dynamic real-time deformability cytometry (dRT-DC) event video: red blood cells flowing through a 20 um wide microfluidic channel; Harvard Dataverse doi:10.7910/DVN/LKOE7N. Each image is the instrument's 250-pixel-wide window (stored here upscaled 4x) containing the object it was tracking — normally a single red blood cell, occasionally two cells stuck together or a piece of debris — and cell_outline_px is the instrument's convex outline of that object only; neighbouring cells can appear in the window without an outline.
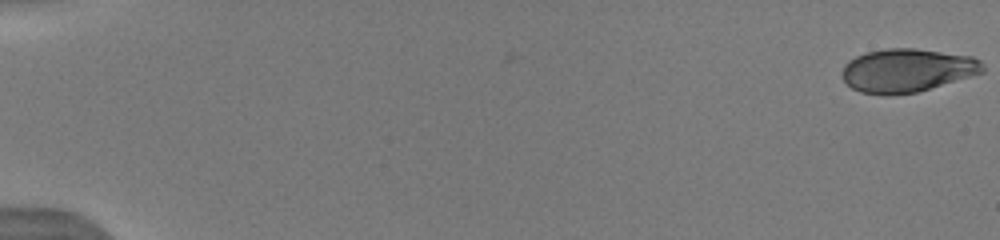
{"species": "human", "species_latin": "Homo sapiens", "temperature_condition": "warm", "stored_images_in_passage": 14, "camera_frame_rate_fps": 3000, "um_per_image_px": 0.085, "donor": {"sex": "male"}, "frame": {"image": 1, "passage_image": 1, "time_ms": 0.0, "image_size_px": [1000, 240], "cell_outline_px": [[984, 72], [916, 92], [888, 96], [860, 92], [852, 88], [844, 80], [844, 64], [848, 60], [864, 52], [884, 48], [916, 48], [972, 56], [980, 60], [984, 68]], "centroid_in_image_um": [77.09, 5.97], "position_along_channel_um": 7.9, "area_um2": 35.55}}
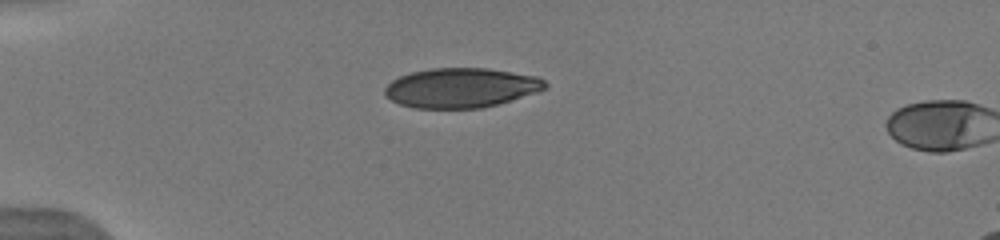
{"frame": {"image": 2, "passage_image": 12, "time_ms": 4.667, "image_size_px": [1000, 240], "cell_outline_px": [[548, 88], [536, 92], [496, 104], [480, 108], [412, 108], [400, 104], [384, 96], [384, 88], [392, 80], [400, 76], [412, 72], [432, 68], [488, 68], [540, 76], [548, 84]], "centroid_in_image_um": [39.19, 7.45], "position_along_channel_um": 45.8, "area_um2": 37.11}}